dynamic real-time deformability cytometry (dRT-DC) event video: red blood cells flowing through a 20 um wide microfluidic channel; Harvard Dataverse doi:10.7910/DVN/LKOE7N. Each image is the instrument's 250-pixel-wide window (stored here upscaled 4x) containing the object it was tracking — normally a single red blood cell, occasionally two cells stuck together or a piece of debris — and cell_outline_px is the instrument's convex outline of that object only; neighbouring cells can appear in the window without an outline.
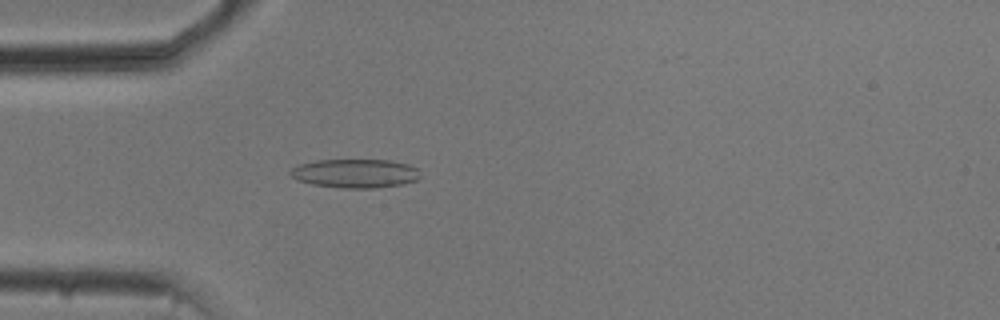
{"species": "common noctule bat (a hibernating species)", "species_latin": "Nyctalus noctula", "temperature_condition": "cold", "stored_images_in_passage": 18, "camera_frame_rate_fps": 3000, "um_per_image_px": 0.085, "animal": {"sex": "male", "body_mass_g": 20.5, "forearm_length_mm": 52.5}, "frame": {"image": 1, "passage_image": 13, "time_ms": 4.0, "image_size_px": [1000, 320], "cell_outline_px": [[420, 176], [416, 180], [404, 184], [376, 188], [344, 188], [312, 184], [300, 180], [292, 176], [288, 172], [292, 168], [300, 164], [316, 160], [388, 160], [408, 164], [416, 168]], "centroid_in_image_um": [30.2, 14.74], "position_along_channel_um": 54.8, "area_um2": 21.68}}
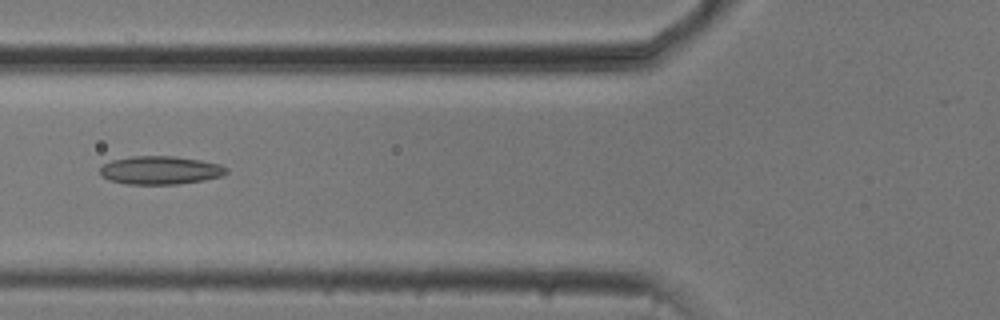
{"frame": {"image": 2, "passage_image": 18, "time_ms": 5.667, "image_size_px": [1000, 320], "cell_outline_px": [[228, 172], [220, 176], [204, 180], [176, 184], [128, 184], [108, 180], [100, 176], [100, 168], [104, 164], [112, 160], [132, 156], [176, 156], [200, 160], [220, 164], [228, 168]], "centroid_in_image_um": [13.61, 14.47], "position_along_channel_um": 112.2, "area_um2": 20.87}}